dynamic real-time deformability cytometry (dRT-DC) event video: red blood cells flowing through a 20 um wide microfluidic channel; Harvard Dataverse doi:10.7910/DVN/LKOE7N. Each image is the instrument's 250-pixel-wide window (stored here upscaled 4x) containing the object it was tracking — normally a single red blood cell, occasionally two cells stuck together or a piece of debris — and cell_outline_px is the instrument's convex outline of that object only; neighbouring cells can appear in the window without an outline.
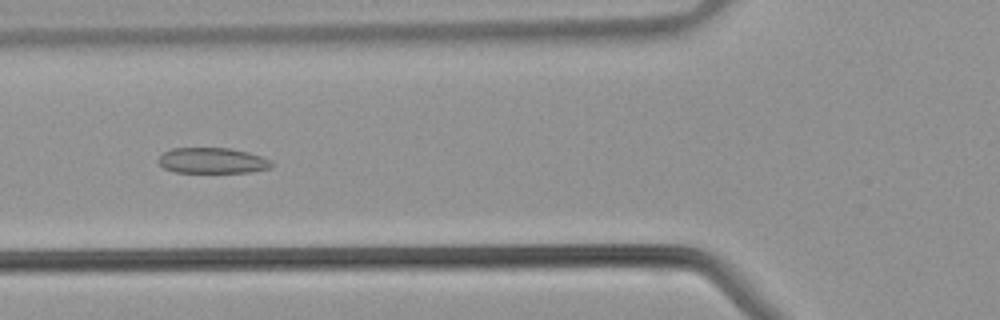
{"species": "common noctule bat (a hibernating species)", "species_latin": "Nyctalus noctula", "temperature_condition": "warm", "stored_images_in_passage": 42, "camera_frame_rate_fps": 3000, "um_per_image_px": 0.085, "animal": {"sex": "male", "body_mass_g": 21.5, "forearm_length_mm": 52.0}, "frame": {"image": 1, "passage_image": 16, "time_ms": 5.0, "image_size_px": [1000, 320], "cell_outline_px": [[272, 168], [252, 172], [176, 172], [164, 168], [160, 164], [160, 156], [164, 152], [172, 148], [232, 148], [248, 152], [260, 156], [268, 160], [272, 164]], "centroid_in_image_um": [18.07, 13.65], "position_along_channel_um": 107.7, "area_um2": 16.76}}
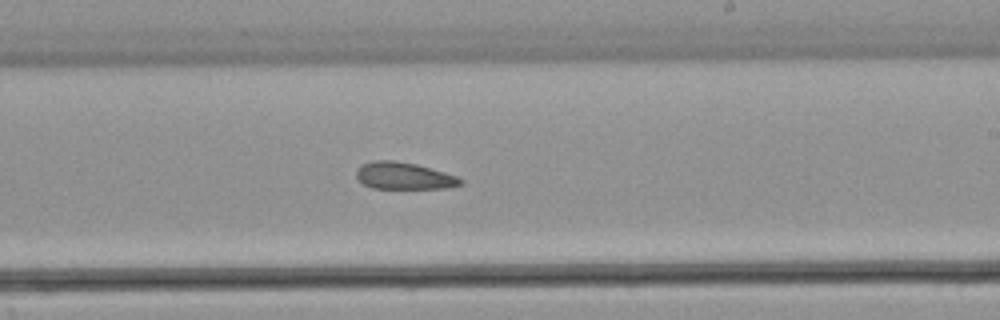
{"frame": {"image": 2, "passage_image": 25, "time_ms": 8.0, "image_size_px": [1000, 320], "cell_outline_px": [[464, 184], [452, 188], [372, 188], [364, 184], [356, 176], [356, 172], [360, 164], [372, 160], [392, 160], [416, 164], [444, 172], [456, 176], [464, 180]], "centroid_in_image_um": [34.35, 14.94], "position_along_channel_um": 254.6, "area_um2": 16.47}}
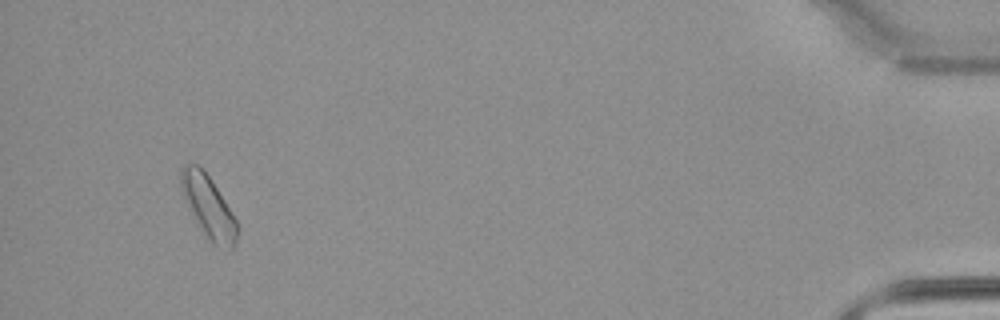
{"frame": {"image": 3, "passage_image": 40, "time_ms": 13.0, "image_size_px": [1000, 320], "cell_outline_px": [[240, 228], [236, 240], [232, 248], [228, 252], [212, 244], [208, 240], [196, 220], [180, 188], [180, 172], [184, 164], [200, 164], [224, 200], [236, 220]], "centroid_in_image_um": [17.74, 17.61], "position_along_channel_um": 417.5, "area_um2": 20.17}}